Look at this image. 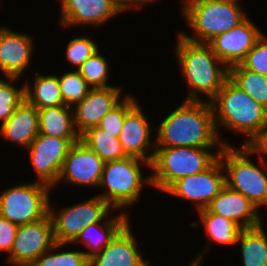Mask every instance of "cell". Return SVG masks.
Here are the masks:
<instances>
[{"instance_id":"d6a6232c","label":"cell","mask_w":267,"mask_h":266,"mask_svg":"<svg viewBox=\"0 0 267 266\" xmlns=\"http://www.w3.org/2000/svg\"><path fill=\"white\" fill-rule=\"evenodd\" d=\"M139 101L132 96L131 93L124 95V98L114 106L99 122L100 129L112 134L114 137H119L122 126L124 124L125 115Z\"/></svg>"},{"instance_id":"ffe728a7","label":"cell","mask_w":267,"mask_h":266,"mask_svg":"<svg viewBox=\"0 0 267 266\" xmlns=\"http://www.w3.org/2000/svg\"><path fill=\"white\" fill-rule=\"evenodd\" d=\"M207 209L236 223L241 229L262 225L257 207L243 194L225 185Z\"/></svg>"},{"instance_id":"52a82bcc","label":"cell","mask_w":267,"mask_h":266,"mask_svg":"<svg viewBox=\"0 0 267 266\" xmlns=\"http://www.w3.org/2000/svg\"><path fill=\"white\" fill-rule=\"evenodd\" d=\"M221 150L183 146L156 148L151 163L152 187L165 192L178 179L208 169L219 158Z\"/></svg>"},{"instance_id":"4316f807","label":"cell","mask_w":267,"mask_h":266,"mask_svg":"<svg viewBox=\"0 0 267 266\" xmlns=\"http://www.w3.org/2000/svg\"><path fill=\"white\" fill-rule=\"evenodd\" d=\"M80 140L105 163L128 157L123 150L119 137H114L97 126L91 127L82 133Z\"/></svg>"},{"instance_id":"5bb4252c","label":"cell","mask_w":267,"mask_h":266,"mask_svg":"<svg viewBox=\"0 0 267 266\" xmlns=\"http://www.w3.org/2000/svg\"><path fill=\"white\" fill-rule=\"evenodd\" d=\"M105 162L81 140L73 144L63 162L57 185L62 181L82 187H98ZM92 186V187H91Z\"/></svg>"},{"instance_id":"cb8c5ba5","label":"cell","mask_w":267,"mask_h":266,"mask_svg":"<svg viewBox=\"0 0 267 266\" xmlns=\"http://www.w3.org/2000/svg\"><path fill=\"white\" fill-rule=\"evenodd\" d=\"M39 134L65 139H80L74 125L73 108L64 105L38 109Z\"/></svg>"},{"instance_id":"6da1fadb","label":"cell","mask_w":267,"mask_h":266,"mask_svg":"<svg viewBox=\"0 0 267 266\" xmlns=\"http://www.w3.org/2000/svg\"><path fill=\"white\" fill-rule=\"evenodd\" d=\"M155 129L156 148L230 146L218 136L212 105L208 101L184 100Z\"/></svg>"},{"instance_id":"277c9868","label":"cell","mask_w":267,"mask_h":266,"mask_svg":"<svg viewBox=\"0 0 267 266\" xmlns=\"http://www.w3.org/2000/svg\"><path fill=\"white\" fill-rule=\"evenodd\" d=\"M241 0H181V15L193 35L178 32L188 41L208 43L241 23L247 14ZM245 12V13H244Z\"/></svg>"},{"instance_id":"d4e9b609","label":"cell","mask_w":267,"mask_h":266,"mask_svg":"<svg viewBox=\"0 0 267 266\" xmlns=\"http://www.w3.org/2000/svg\"><path fill=\"white\" fill-rule=\"evenodd\" d=\"M32 85L24 83L25 99L37 109L64 105L57 74L37 73Z\"/></svg>"},{"instance_id":"8fae6325","label":"cell","mask_w":267,"mask_h":266,"mask_svg":"<svg viewBox=\"0 0 267 266\" xmlns=\"http://www.w3.org/2000/svg\"><path fill=\"white\" fill-rule=\"evenodd\" d=\"M80 139L56 138L39 134L26 149L29 160L37 175V182L53 190L70 147Z\"/></svg>"},{"instance_id":"83f0119b","label":"cell","mask_w":267,"mask_h":266,"mask_svg":"<svg viewBox=\"0 0 267 266\" xmlns=\"http://www.w3.org/2000/svg\"><path fill=\"white\" fill-rule=\"evenodd\" d=\"M228 79L267 109V76L237 64L228 68Z\"/></svg>"},{"instance_id":"44dd1931","label":"cell","mask_w":267,"mask_h":266,"mask_svg":"<svg viewBox=\"0 0 267 266\" xmlns=\"http://www.w3.org/2000/svg\"><path fill=\"white\" fill-rule=\"evenodd\" d=\"M39 135L38 109L24 99L13 115L0 125V136L26 149Z\"/></svg>"},{"instance_id":"9c48e42d","label":"cell","mask_w":267,"mask_h":266,"mask_svg":"<svg viewBox=\"0 0 267 266\" xmlns=\"http://www.w3.org/2000/svg\"><path fill=\"white\" fill-rule=\"evenodd\" d=\"M51 203L52 201H49V215L53 223L54 240L70 245L86 226L104 222L114 212V209L98 195L78 204L62 207L57 213Z\"/></svg>"},{"instance_id":"7402d4cb","label":"cell","mask_w":267,"mask_h":266,"mask_svg":"<svg viewBox=\"0 0 267 266\" xmlns=\"http://www.w3.org/2000/svg\"><path fill=\"white\" fill-rule=\"evenodd\" d=\"M199 213V214H198ZM200 218V222L193 221L192 227L198 228L203 225L204 232L209 238L207 241L208 246L206 245L195 259L193 258L192 262L188 266H201L203 263L204 253L209 251V246L212 243L219 245L232 246L236 245L239 233L241 228L234 223L233 221L222 217L220 215L211 213L207 208L199 210L197 212ZM201 223V225L199 224Z\"/></svg>"},{"instance_id":"2e32d148","label":"cell","mask_w":267,"mask_h":266,"mask_svg":"<svg viewBox=\"0 0 267 266\" xmlns=\"http://www.w3.org/2000/svg\"><path fill=\"white\" fill-rule=\"evenodd\" d=\"M31 35L0 27V71L3 77H18L31 65L35 46ZM34 49V50H33Z\"/></svg>"},{"instance_id":"d590c367","label":"cell","mask_w":267,"mask_h":266,"mask_svg":"<svg viewBox=\"0 0 267 266\" xmlns=\"http://www.w3.org/2000/svg\"><path fill=\"white\" fill-rule=\"evenodd\" d=\"M17 230V225L0 216V252L10 253Z\"/></svg>"},{"instance_id":"e575fe53","label":"cell","mask_w":267,"mask_h":266,"mask_svg":"<svg viewBox=\"0 0 267 266\" xmlns=\"http://www.w3.org/2000/svg\"><path fill=\"white\" fill-rule=\"evenodd\" d=\"M240 64L250 71L267 76V35L265 32Z\"/></svg>"},{"instance_id":"ba28073f","label":"cell","mask_w":267,"mask_h":266,"mask_svg":"<svg viewBox=\"0 0 267 266\" xmlns=\"http://www.w3.org/2000/svg\"><path fill=\"white\" fill-rule=\"evenodd\" d=\"M51 191L36 180L5 187L0 194V216L17 226L39 221L49 214Z\"/></svg>"},{"instance_id":"7c38bea8","label":"cell","mask_w":267,"mask_h":266,"mask_svg":"<svg viewBox=\"0 0 267 266\" xmlns=\"http://www.w3.org/2000/svg\"><path fill=\"white\" fill-rule=\"evenodd\" d=\"M54 244L53 223L48 214L39 221L18 226L6 261L11 266H31Z\"/></svg>"},{"instance_id":"d6986e66","label":"cell","mask_w":267,"mask_h":266,"mask_svg":"<svg viewBox=\"0 0 267 266\" xmlns=\"http://www.w3.org/2000/svg\"><path fill=\"white\" fill-rule=\"evenodd\" d=\"M129 222L115 238L89 260V266H152L143 258Z\"/></svg>"},{"instance_id":"f1b7e54d","label":"cell","mask_w":267,"mask_h":266,"mask_svg":"<svg viewBox=\"0 0 267 266\" xmlns=\"http://www.w3.org/2000/svg\"><path fill=\"white\" fill-rule=\"evenodd\" d=\"M68 243L55 244L43 253L31 266H89V259L83 250H59L67 247ZM60 251V252H59Z\"/></svg>"},{"instance_id":"5b68a950","label":"cell","mask_w":267,"mask_h":266,"mask_svg":"<svg viewBox=\"0 0 267 266\" xmlns=\"http://www.w3.org/2000/svg\"><path fill=\"white\" fill-rule=\"evenodd\" d=\"M254 154L258 155L259 165L250 159ZM219 159L225 170V183L229 188L243 194L258 210L267 206L266 159L250 146L239 148L234 145L224 146Z\"/></svg>"},{"instance_id":"f546056e","label":"cell","mask_w":267,"mask_h":266,"mask_svg":"<svg viewBox=\"0 0 267 266\" xmlns=\"http://www.w3.org/2000/svg\"><path fill=\"white\" fill-rule=\"evenodd\" d=\"M57 76L60 84L61 96L64 104L68 107L74 108L92 89L78 70H68L61 74V76L60 74Z\"/></svg>"},{"instance_id":"30bf717a","label":"cell","mask_w":267,"mask_h":266,"mask_svg":"<svg viewBox=\"0 0 267 266\" xmlns=\"http://www.w3.org/2000/svg\"><path fill=\"white\" fill-rule=\"evenodd\" d=\"M225 185V170L218 158L208 169L178 179L164 193L192 202L199 211L206 209Z\"/></svg>"},{"instance_id":"3957f363","label":"cell","mask_w":267,"mask_h":266,"mask_svg":"<svg viewBox=\"0 0 267 266\" xmlns=\"http://www.w3.org/2000/svg\"><path fill=\"white\" fill-rule=\"evenodd\" d=\"M219 138L221 127L246 136L242 146H250L267 126V109L227 79L210 101Z\"/></svg>"},{"instance_id":"8d00e7d4","label":"cell","mask_w":267,"mask_h":266,"mask_svg":"<svg viewBox=\"0 0 267 266\" xmlns=\"http://www.w3.org/2000/svg\"><path fill=\"white\" fill-rule=\"evenodd\" d=\"M117 11L120 13L126 12L130 9H141L145 5H150L156 0H110Z\"/></svg>"},{"instance_id":"4fadbf2b","label":"cell","mask_w":267,"mask_h":266,"mask_svg":"<svg viewBox=\"0 0 267 266\" xmlns=\"http://www.w3.org/2000/svg\"><path fill=\"white\" fill-rule=\"evenodd\" d=\"M263 32L247 16L231 30L217 35L207 44L228 68L240 64Z\"/></svg>"},{"instance_id":"7a4b0ae2","label":"cell","mask_w":267,"mask_h":266,"mask_svg":"<svg viewBox=\"0 0 267 266\" xmlns=\"http://www.w3.org/2000/svg\"><path fill=\"white\" fill-rule=\"evenodd\" d=\"M177 34L174 52L188 86L185 100L210 102L228 79V67L208 44L191 42Z\"/></svg>"},{"instance_id":"8992f818","label":"cell","mask_w":267,"mask_h":266,"mask_svg":"<svg viewBox=\"0 0 267 266\" xmlns=\"http://www.w3.org/2000/svg\"><path fill=\"white\" fill-rule=\"evenodd\" d=\"M142 166L151 169L150 162L135 157L106 162L98 186L106 191L97 195L115 211L133 207L141 199L143 186H152L151 175L143 176Z\"/></svg>"},{"instance_id":"603a6c76","label":"cell","mask_w":267,"mask_h":266,"mask_svg":"<svg viewBox=\"0 0 267 266\" xmlns=\"http://www.w3.org/2000/svg\"><path fill=\"white\" fill-rule=\"evenodd\" d=\"M111 216L104 222L93 223L86 226L71 244H81L87 251H83L90 260L102 251L115 236L131 221L130 213L125 210ZM114 217V218H113Z\"/></svg>"},{"instance_id":"ac0fdd59","label":"cell","mask_w":267,"mask_h":266,"mask_svg":"<svg viewBox=\"0 0 267 266\" xmlns=\"http://www.w3.org/2000/svg\"><path fill=\"white\" fill-rule=\"evenodd\" d=\"M60 21L65 28L99 27L120 13L110 0H60Z\"/></svg>"},{"instance_id":"9a60e30c","label":"cell","mask_w":267,"mask_h":266,"mask_svg":"<svg viewBox=\"0 0 267 266\" xmlns=\"http://www.w3.org/2000/svg\"><path fill=\"white\" fill-rule=\"evenodd\" d=\"M148 116L144 114L139 102L125 115L119 141L128 157H135L152 163L156 150V141L151 132ZM154 141H153V140Z\"/></svg>"},{"instance_id":"484cf974","label":"cell","mask_w":267,"mask_h":266,"mask_svg":"<svg viewBox=\"0 0 267 266\" xmlns=\"http://www.w3.org/2000/svg\"><path fill=\"white\" fill-rule=\"evenodd\" d=\"M263 226L239 233L236 245H240L243 266H267V231Z\"/></svg>"},{"instance_id":"4dcf8cb0","label":"cell","mask_w":267,"mask_h":266,"mask_svg":"<svg viewBox=\"0 0 267 266\" xmlns=\"http://www.w3.org/2000/svg\"><path fill=\"white\" fill-rule=\"evenodd\" d=\"M107 60L106 56L101 54L100 50H98L78 69L80 75L86 80L92 89L111 86L108 84L110 82V66Z\"/></svg>"},{"instance_id":"e0dca14e","label":"cell","mask_w":267,"mask_h":266,"mask_svg":"<svg viewBox=\"0 0 267 266\" xmlns=\"http://www.w3.org/2000/svg\"><path fill=\"white\" fill-rule=\"evenodd\" d=\"M121 86L91 89L74 108V125L81 135L87 129L98 126L100 120L124 97Z\"/></svg>"},{"instance_id":"74e56055","label":"cell","mask_w":267,"mask_h":266,"mask_svg":"<svg viewBox=\"0 0 267 266\" xmlns=\"http://www.w3.org/2000/svg\"><path fill=\"white\" fill-rule=\"evenodd\" d=\"M250 147L265 159V156H267V126Z\"/></svg>"},{"instance_id":"836d02e7","label":"cell","mask_w":267,"mask_h":266,"mask_svg":"<svg viewBox=\"0 0 267 266\" xmlns=\"http://www.w3.org/2000/svg\"><path fill=\"white\" fill-rule=\"evenodd\" d=\"M98 47L91 37L78 36L72 38L66 47V61L72 64L74 70H78L88 58L99 50Z\"/></svg>"},{"instance_id":"1f68e13d","label":"cell","mask_w":267,"mask_h":266,"mask_svg":"<svg viewBox=\"0 0 267 266\" xmlns=\"http://www.w3.org/2000/svg\"><path fill=\"white\" fill-rule=\"evenodd\" d=\"M18 77H0V125H3L25 99L24 84L15 86ZM18 87V88H17Z\"/></svg>"}]
</instances>
